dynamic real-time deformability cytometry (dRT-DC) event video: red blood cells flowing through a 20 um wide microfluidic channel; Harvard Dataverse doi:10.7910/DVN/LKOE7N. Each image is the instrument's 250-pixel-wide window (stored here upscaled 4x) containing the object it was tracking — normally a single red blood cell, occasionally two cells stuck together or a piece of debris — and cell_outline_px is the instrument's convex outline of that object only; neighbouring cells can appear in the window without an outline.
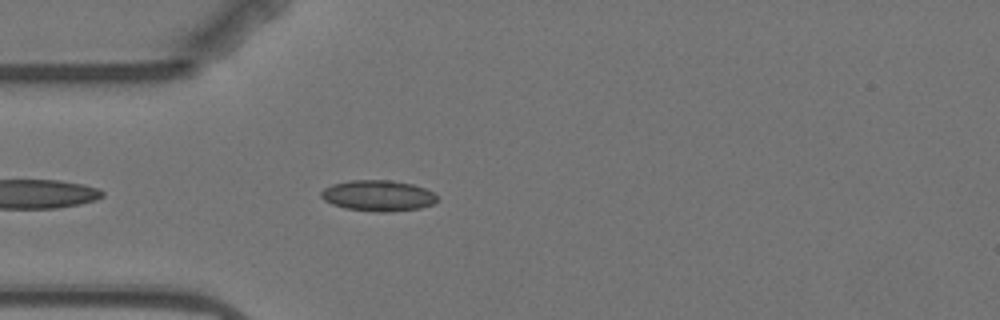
{"species": "Egyptian fruit bat (a non-hibernating species)", "species_latin": "Rousettus aegyptiacus", "temperature_condition": "warm", "stored_images_in_passage": 4, "camera_frame_rate_fps": 3000, "um_per_image_px": 0.085, "animal": {"sex": "female"}, "frame": {"image": 1, "passage_image": 4, "time_ms": 3.667, "image_size_px": [1000, 320], "cell_outline_px": [[436, 200], [432, 204], [420, 208], [388, 212], [384, 212], [344, 208], [332, 204], [324, 200], [320, 196], [320, 192], [324, 188], [332, 184], [348, 180], [392, 180], [412, 184], [424, 188], [432, 192], [436, 196]], "centroid_in_image_um": [32.09, 16.62], "position_along_channel_um": 52.9, "area_um2": 20.81}}